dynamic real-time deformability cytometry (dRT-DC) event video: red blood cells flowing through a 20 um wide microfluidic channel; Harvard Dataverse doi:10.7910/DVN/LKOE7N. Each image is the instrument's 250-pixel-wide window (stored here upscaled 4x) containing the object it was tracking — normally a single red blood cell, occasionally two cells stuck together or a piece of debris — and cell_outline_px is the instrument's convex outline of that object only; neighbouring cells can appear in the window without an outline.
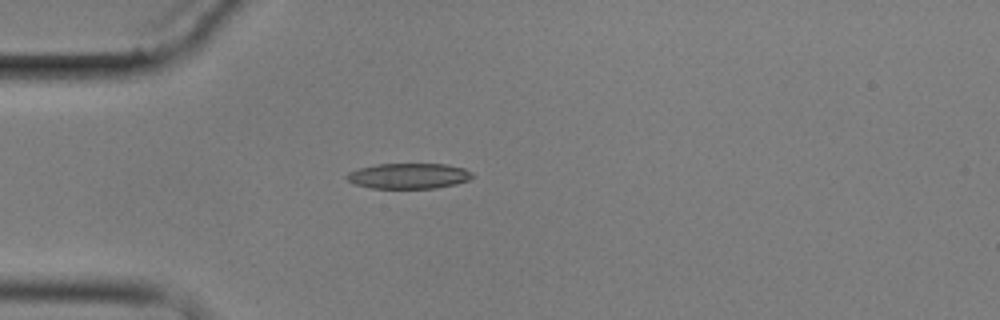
{"species": "common noctule bat (a hibernating species)", "species_latin": "Nyctalus noctula", "temperature_condition": "cold", "stored_images_in_passage": 5, "camera_frame_rate_fps": 3000, "um_per_image_px": 0.085, "animal": {"sex": "male", "body_mass_g": 17.9}, "frame": {"image": 1, "passage_image": 5, "time_ms": 4.667, "image_size_px": [1000, 320], "cell_outline_px": [[472, 176], [468, 180], [456, 184], [436, 188], [372, 188], [356, 184], [348, 180], [344, 176], [348, 172], [356, 168], [376, 164], [444, 164], [464, 168], [472, 172]], "centroid_in_image_um": [34.7, 14.95], "position_along_channel_um": 50.3, "area_um2": 18.67}}